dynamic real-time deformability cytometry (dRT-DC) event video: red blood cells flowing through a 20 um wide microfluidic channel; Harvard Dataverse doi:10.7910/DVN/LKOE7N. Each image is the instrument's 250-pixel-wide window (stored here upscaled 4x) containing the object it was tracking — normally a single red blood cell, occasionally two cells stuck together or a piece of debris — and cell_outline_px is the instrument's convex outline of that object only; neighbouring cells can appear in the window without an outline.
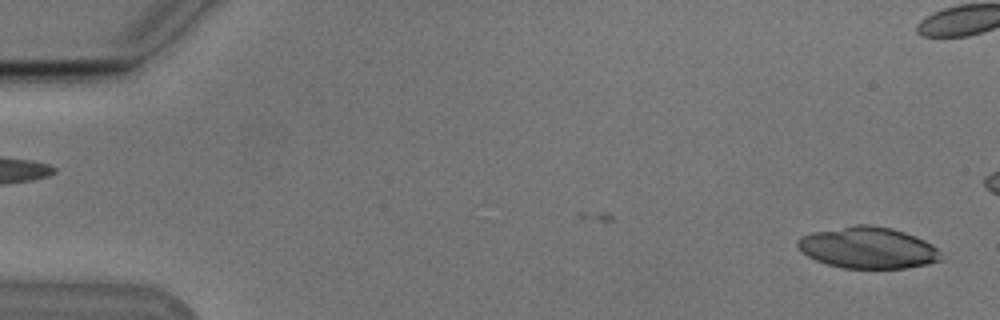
{"species": "Egyptian fruit bat (a non-hibernating species)", "species_latin": "Rousettus aegyptiacus", "temperature_condition": "cold", "stored_images_in_passage": 46, "camera_frame_rate_fps": 3000, "um_per_image_px": 0.085, "animal": {"sex": "male"}, "frame": {"image": 1, "passage_image": 1, "time_ms": 0.0, "image_size_px": [1000, 320], "cell_outline_px": [[944, 260], [928, 264], [904, 268], [844, 268], [828, 264], [816, 260], [808, 256], [796, 244], [796, 240], [800, 236], [812, 232], [856, 224], [872, 224], [892, 228], [916, 236], [932, 244], [940, 252]], "centroid_in_image_um": [73.8, 21.05], "position_along_channel_um": 11.2, "area_um2": 34.74}}